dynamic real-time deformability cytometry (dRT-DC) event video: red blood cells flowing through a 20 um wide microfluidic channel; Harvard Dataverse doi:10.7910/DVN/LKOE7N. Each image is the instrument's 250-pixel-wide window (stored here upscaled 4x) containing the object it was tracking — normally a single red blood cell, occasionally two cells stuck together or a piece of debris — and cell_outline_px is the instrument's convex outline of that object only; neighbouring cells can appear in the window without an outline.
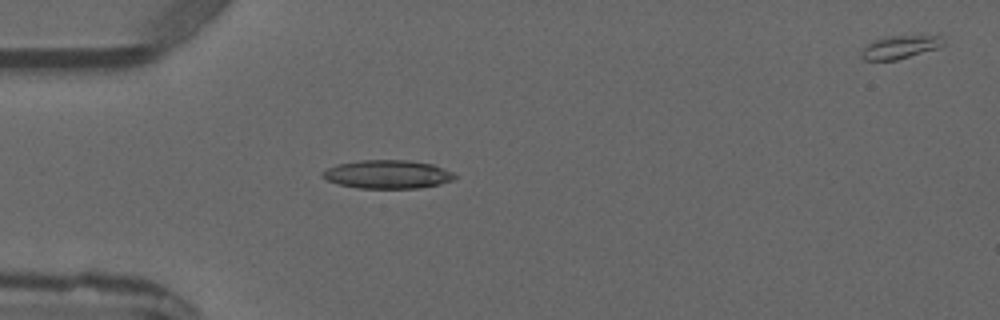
{"species": "common noctule bat (a hibernating species)", "species_latin": "Nyctalus noctula", "temperature_condition": "warm", "stored_images_in_passage": 3, "segment_of_instrument_passage": [1, 2], "camera_frame_rate_fps": 3000, "um_per_image_px": 0.085, "animal": {"sex": "male", "forearm_length_mm": 52.5}, "frame": {"image": 1, "passage_image": 2, "time_ms": 1.333, "image_size_px": [1000, 320], "cell_outline_px": [[456, 176], [452, 180], [440, 184], [420, 188], [356, 188], [340, 184], [328, 180], [320, 176], [320, 172], [336, 164], [360, 160], [408, 160], [432, 164], [452, 172]], "centroid_in_image_um": [32.91, 14.81], "position_along_channel_um": 52.1, "area_um2": 21.91}}